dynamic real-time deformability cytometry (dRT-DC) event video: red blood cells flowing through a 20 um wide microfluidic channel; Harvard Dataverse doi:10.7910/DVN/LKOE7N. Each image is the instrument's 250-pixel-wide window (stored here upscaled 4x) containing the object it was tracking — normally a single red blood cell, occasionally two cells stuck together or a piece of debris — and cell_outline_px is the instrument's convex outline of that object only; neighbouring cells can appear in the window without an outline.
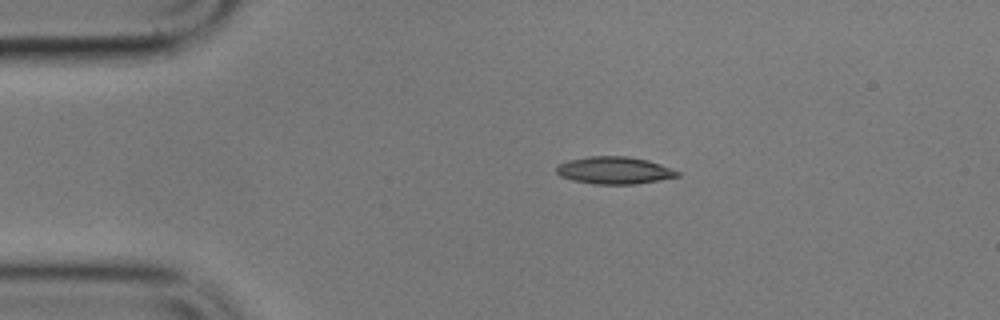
{"species": "common noctule bat (a hibernating species)", "species_latin": "Nyctalus noctula", "temperature_condition": "cold", "stored_images_in_passage": 7, "camera_frame_rate_fps": 3000, "um_per_image_px": 0.085, "animal": {"sex": "male", "body_mass_g": 17.9}, "frame": {"image": 1, "passage_image": 1, "time_ms": 0.0, "image_size_px": [1000, 320], "cell_outline_px": [[680, 176], [636, 184], [592, 184], [572, 180], [560, 176], [556, 172], [556, 168], [560, 164], [568, 160], [588, 156], [628, 156], [648, 160], [660, 164], [680, 172]], "centroid_in_image_um": [52.21, 14.48], "position_along_channel_um": 32.8, "area_um2": 19.25}}
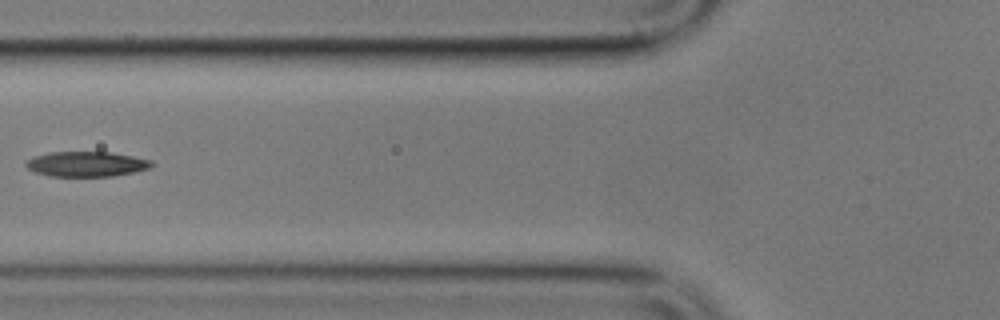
{"frame": {"image": 2, "passage_image": 4, "time_ms": 3.667, "image_size_px": [1000, 320], "cell_outline_px": [[156, 164], [148, 168], [136, 172], [112, 176], [52, 176], [36, 172], [28, 168], [24, 164], [28, 160], [36, 156], [48, 152], [112, 152], [152, 160]], "centroid_in_image_um": [7.4, 13.94], "position_along_channel_um": 118.4, "area_um2": 18.32}}
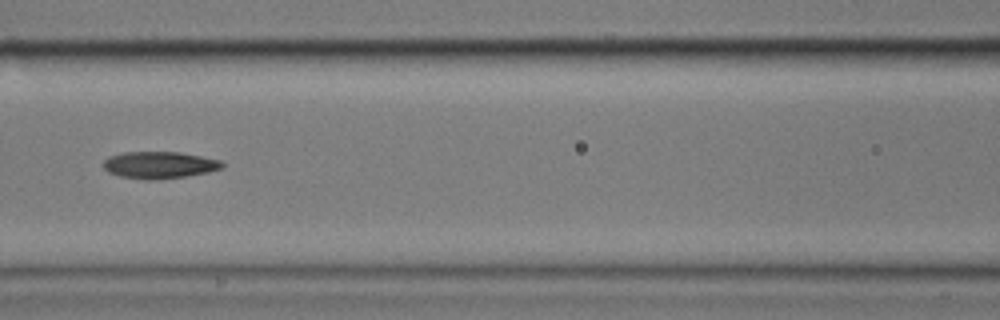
{"frame": {"image": 3, "passage_image": 5, "time_ms": 4.667, "image_size_px": [1000, 320], "cell_outline_px": [[224, 168], [208, 172], [160, 180], [144, 180], [120, 176], [108, 172], [104, 168], [104, 160], [108, 156], [124, 152], [180, 152], [220, 160], [224, 164]], "centroid_in_image_um": [13.54, 14.03], "position_along_channel_um": 153.1, "area_um2": 18.73}}